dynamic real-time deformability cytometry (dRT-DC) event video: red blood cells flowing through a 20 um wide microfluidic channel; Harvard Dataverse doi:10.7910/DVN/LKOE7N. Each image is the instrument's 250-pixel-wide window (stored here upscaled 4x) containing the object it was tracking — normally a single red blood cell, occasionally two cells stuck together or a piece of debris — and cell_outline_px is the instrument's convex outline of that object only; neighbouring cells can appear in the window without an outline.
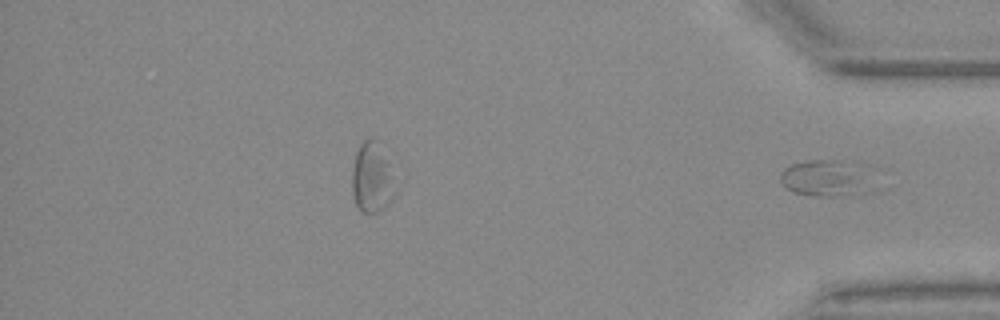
{"species": "Egyptian fruit bat (a non-hibernating species)", "species_latin": "Rousettus aegyptiacus", "temperature_condition": "warm", "stored_images_in_passage": 43, "segment_of_instrument_passage": [2, 2], "camera_frame_rate_fps": 3000, "um_per_image_px": 0.085, "animal": {"sex": "female"}, "frame": {"image": 1, "passage_image": 43, "time_ms": 14.0, "image_size_px": [1000, 320], "cell_outline_px": [[864, 192], [848, 196], [816, 196], [792, 192], [780, 180], [780, 172], [784, 168], [792, 164], [808, 160], [836, 160], [852, 168]], "centroid_in_image_um": [69.8, 15.19], "position_along_channel_um": 365.4, "area_um2": 17.34}}